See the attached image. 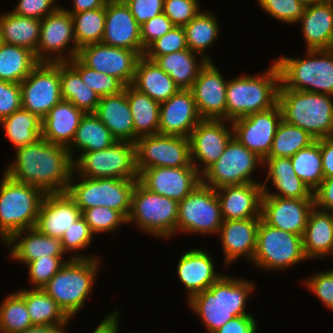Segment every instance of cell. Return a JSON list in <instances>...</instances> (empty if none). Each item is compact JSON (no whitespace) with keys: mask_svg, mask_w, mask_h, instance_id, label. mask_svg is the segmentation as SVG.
<instances>
[{"mask_svg":"<svg viewBox=\"0 0 333 333\" xmlns=\"http://www.w3.org/2000/svg\"><path fill=\"white\" fill-rule=\"evenodd\" d=\"M296 175L314 192L324 179L320 139L290 157Z\"/></svg>","mask_w":333,"mask_h":333,"instance_id":"obj_45","label":"cell"},{"mask_svg":"<svg viewBox=\"0 0 333 333\" xmlns=\"http://www.w3.org/2000/svg\"><path fill=\"white\" fill-rule=\"evenodd\" d=\"M25 300L15 291L0 303V333H17L32 327Z\"/></svg>","mask_w":333,"mask_h":333,"instance_id":"obj_48","label":"cell"},{"mask_svg":"<svg viewBox=\"0 0 333 333\" xmlns=\"http://www.w3.org/2000/svg\"><path fill=\"white\" fill-rule=\"evenodd\" d=\"M314 205L324 211H333V177L324 178L313 192Z\"/></svg>","mask_w":333,"mask_h":333,"instance_id":"obj_62","label":"cell"},{"mask_svg":"<svg viewBox=\"0 0 333 333\" xmlns=\"http://www.w3.org/2000/svg\"><path fill=\"white\" fill-rule=\"evenodd\" d=\"M203 249H189L179 258L177 274L188 300L218 281L224 274L215 271L214 259Z\"/></svg>","mask_w":333,"mask_h":333,"instance_id":"obj_27","label":"cell"},{"mask_svg":"<svg viewBox=\"0 0 333 333\" xmlns=\"http://www.w3.org/2000/svg\"><path fill=\"white\" fill-rule=\"evenodd\" d=\"M22 108L33 112L41 120L59 103L60 63H39L20 82Z\"/></svg>","mask_w":333,"mask_h":333,"instance_id":"obj_16","label":"cell"},{"mask_svg":"<svg viewBox=\"0 0 333 333\" xmlns=\"http://www.w3.org/2000/svg\"><path fill=\"white\" fill-rule=\"evenodd\" d=\"M136 168L140 174L154 167L177 168L188 166L190 141L184 136L149 135L139 137L135 143Z\"/></svg>","mask_w":333,"mask_h":333,"instance_id":"obj_15","label":"cell"},{"mask_svg":"<svg viewBox=\"0 0 333 333\" xmlns=\"http://www.w3.org/2000/svg\"><path fill=\"white\" fill-rule=\"evenodd\" d=\"M74 176L77 175L73 171L66 193L81 212L92 207L104 206L119 211L127 219L131 209L132 192L138 179L79 176V182L74 184Z\"/></svg>","mask_w":333,"mask_h":333,"instance_id":"obj_8","label":"cell"},{"mask_svg":"<svg viewBox=\"0 0 333 333\" xmlns=\"http://www.w3.org/2000/svg\"><path fill=\"white\" fill-rule=\"evenodd\" d=\"M142 55L127 48L92 43L78 50L77 58L87 67L118 79L124 86L131 85L136 66Z\"/></svg>","mask_w":333,"mask_h":333,"instance_id":"obj_17","label":"cell"},{"mask_svg":"<svg viewBox=\"0 0 333 333\" xmlns=\"http://www.w3.org/2000/svg\"><path fill=\"white\" fill-rule=\"evenodd\" d=\"M20 108H22L20 84L0 80V121Z\"/></svg>","mask_w":333,"mask_h":333,"instance_id":"obj_59","label":"cell"},{"mask_svg":"<svg viewBox=\"0 0 333 333\" xmlns=\"http://www.w3.org/2000/svg\"><path fill=\"white\" fill-rule=\"evenodd\" d=\"M281 121L282 112L277 103L268 110L238 118L231 123L234 137L248 150L265 160Z\"/></svg>","mask_w":333,"mask_h":333,"instance_id":"obj_19","label":"cell"},{"mask_svg":"<svg viewBox=\"0 0 333 333\" xmlns=\"http://www.w3.org/2000/svg\"><path fill=\"white\" fill-rule=\"evenodd\" d=\"M198 56L202 57L200 61ZM153 61L174 80L179 89H191L200 70L208 62L190 49L158 56Z\"/></svg>","mask_w":333,"mask_h":333,"instance_id":"obj_36","label":"cell"},{"mask_svg":"<svg viewBox=\"0 0 333 333\" xmlns=\"http://www.w3.org/2000/svg\"><path fill=\"white\" fill-rule=\"evenodd\" d=\"M198 0H164L163 13L174 26L184 27L202 10Z\"/></svg>","mask_w":333,"mask_h":333,"instance_id":"obj_55","label":"cell"},{"mask_svg":"<svg viewBox=\"0 0 333 333\" xmlns=\"http://www.w3.org/2000/svg\"><path fill=\"white\" fill-rule=\"evenodd\" d=\"M93 238V233L90 231L85 219L81 216L61 237L63 250L65 253H76V251L88 248L93 242Z\"/></svg>","mask_w":333,"mask_h":333,"instance_id":"obj_54","label":"cell"},{"mask_svg":"<svg viewBox=\"0 0 333 333\" xmlns=\"http://www.w3.org/2000/svg\"><path fill=\"white\" fill-rule=\"evenodd\" d=\"M0 181V240L5 242L15 232L35 227L45 193L3 172Z\"/></svg>","mask_w":333,"mask_h":333,"instance_id":"obj_7","label":"cell"},{"mask_svg":"<svg viewBox=\"0 0 333 333\" xmlns=\"http://www.w3.org/2000/svg\"><path fill=\"white\" fill-rule=\"evenodd\" d=\"M16 158L6 166L5 174L21 183L41 189L45 194L65 193L74 171L66 146L50 143L42 137L15 149Z\"/></svg>","mask_w":333,"mask_h":333,"instance_id":"obj_1","label":"cell"},{"mask_svg":"<svg viewBox=\"0 0 333 333\" xmlns=\"http://www.w3.org/2000/svg\"><path fill=\"white\" fill-rule=\"evenodd\" d=\"M264 166H268L265 182H262V196H278L281 198H314L310 188L296 175L291 159L285 157H267ZM271 179V180H269ZM275 186L276 192L268 191L267 182ZM278 191V192H277Z\"/></svg>","mask_w":333,"mask_h":333,"instance_id":"obj_31","label":"cell"},{"mask_svg":"<svg viewBox=\"0 0 333 333\" xmlns=\"http://www.w3.org/2000/svg\"><path fill=\"white\" fill-rule=\"evenodd\" d=\"M307 289L313 292L324 305L333 310V269L321 271L305 279Z\"/></svg>","mask_w":333,"mask_h":333,"instance_id":"obj_56","label":"cell"},{"mask_svg":"<svg viewBox=\"0 0 333 333\" xmlns=\"http://www.w3.org/2000/svg\"><path fill=\"white\" fill-rule=\"evenodd\" d=\"M306 59L280 57L275 60L280 83L287 89L333 96V48L306 49Z\"/></svg>","mask_w":333,"mask_h":333,"instance_id":"obj_6","label":"cell"},{"mask_svg":"<svg viewBox=\"0 0 333 333\" xmlns=\"http://www.w3.org/2000/svg\"><path fill=\"white\" fill-rule=\"evenodd\" d=\"M84 114L70 101L61 100L42 119V138L50 143L68 147Z\"/></svg>","mask_w":333,"mask_h":333,"instance_id":"obj_32","label":"cell"},{"mask_svg":"<svg viewBox=\"0 0 333 333\" xmlns=\"http://www.w3.org/2000/svg\"><path fill=\"white\" fill-rule=\"evenodd\" d=\"M300 3H302L305 7L312 6L313 4L320 3L324 0H298Z\"/></svg>","mask_w":333,"mask_h":333,"instance_id":"obj_67","label":"cell"},{"mask_svg":"<svg viewBox=\"0 0 333 333\" xmlns=\"http://www.w3.org/2000/svg\"><path fill=\"white\" fill-rule=\"evenodd\" d=\"M227 123L230 121L202 119L191 132L190 159L200 175L219 159L234 137L232 123Z\"/></svg>","mask_w":333,"mask_h":333,"instance_id":"obj_18","label":"cell"},{"mask_svg":"<svg viewBox=\"0 0 333 333\" xmlns=\"http://www.w3.org/2000/svg\"><path fill=\"white\" fill-rule=\"evenodd\" d=\"M259 165L263 166L264 160L233 137L219 159L201 175V182L215 190L224 186L260 183L251 176Z\"/></svg>","mask_w":333,"mask_h":333,"instance_id":"obj_12","label":"cell"},{"mask_svg":"<svg viewBox=\"0 0 333 333\" xmlns=\"http://www.w3.org/2000/svg\"><path fill=\"white\" fill-rule=\"evenodd\" d=\"M316 139L295 125L280 122L272 142L268 157L290 158L299 150L309 147Z\"/></svg>","mask_w":333,"mask_h":333,"instance_id":"obj_46","label":"cell"},{"mask_svg":"<svg viewBox=\"0 0 333 333\" xmlns=\"http://www.w3.org/2000/svg\"><path fill=\"white\" fill-rule=\"evenodd\" d=\"M188 49L184 27L174 26L161 38L154 41L144 53V56L153 61L156 57Z\"/></svg>","mask_w":333,"mask_h":333,"instance_id":"obj_53","label":"cell"},{"mask_svg":"<svg viewBox=\"0 0 333 333\" xmlns=\"http://www.w3.org/2000/svg\"><path fill=\"white\" fill-rule=\"evenodd\" d=\"M216 17L212 11H201L184 26L188 49L202 55L208 61H211L210 54L205 52L216 43L220 34Z\"/></svg>","mask_w":333,"mask_h":333,"instance_id":"obj_43","label":"cell"},{"mask_svg":"<svg viewBox=\"0 0 333 333\" xmlns=\"http://www.w3.org/2000/svg\"><path fill=\"white\" fill-rule=\"evenodd\" d=\"M261 217L241 220H224L219 232L225 266L236 259L246 256L252 262L257 242V233Z\"/></svg>","mask_w":333,"mask_h":333,"instance_id":"obj_25","label":"cell"},{"mask_svg":"<svg viewBox=\"0 0 333 333\" xmlns=\"http://www.w3.org/2000/svg\"><path fill=\"white\" fill-rule=\"evenodd\" d=\"M258 3L266 14L289 25L297 24L306 8L298 0H258Z\"/></svg>","mask_w":333,"mask_h":333,"instance_id":"obj_52","label":"cell"},{"mask_svg":"<svg viewBox=\"0 0 333 333\" xmlns=\"http://www.w3.org/2000/svg\"><path fill=\"white\" fill-rule=\"evenodd\" d=\"M60 90L62 100L70 101L84 113L96 112L100 97L68 62L60 63Z\"/></svg>","mask_w":333,"mask_h":333,"instance_id":"obj_41","label":"cell"},{"mask_svg":"<svg viewBox=\"0 0 333 333\" xmlns=\"http://www.w3.org/2000/svg\"><path fill=\"white\" fill-rule=\"evenodd\" d=\"M106 0H73V10H67L71 15L92 9H98L106 6Z\"/></svg>","mask_w":333,"mask_h":333,"instance_id":"obj_65","label":"cell"},{"mask_svg":"<svg viewBox=\"0 0 333 333\" xmlns=\"http://www.w3.org/2000/svg\"><path fill=\"white\" fill-rule=\"evenodd\" d=\"M131 14L142 26L148 20L163 13L164 0H125Z\"/></svg>","mask_w":333,"mask_h":333,"instance_id":"obj_60","label":"cell"},{"mask_svg":"<svg viewBox=\"0 0 333 333\" xmlns=\"http://www.w3.org/2000/svg\"><path fill=\"white\" fill-rule=\"evenodd\" d=\"M76 255V256H75ZM63 256H47L41 257L29 262L28 267L29 282L32 288L42 289L48 281L63 267V265L71 258H98L96 256L75 254L64 259Z\"/></svg>","mask_w":333,"mask_h":333,"instance_id":"obj_50","label":"cell"},{"mask_svg":"<svg viewBox=\"0 0 333 333\" xmlns=\"http://www.w3.org/2000/svg\"><path fill=\"white\" fill-rule=\"evenodd\" d=\"M74 172L85 178L138 179L135 143L116 141L98 151L83 152L74 159Z\"/></svg>","mask_w":333,"mask_h":333,"instance_id":"obj_10","label":"cell"},{"mask_svg":"<svg viewBox=\"0 0 333 333\" xmlns=\"http://www.w3.org/2000/svg\"><path fill=\"white\" fill-rule=\"evenodd\" d=\"M116 141L111 131L95 113H85L76 130L75 137L67 149L74 162L73 149H79L82 153L98 151L109 148Z\"/></svg>","mask_w":333,"mask_h":333,"instance_id":"obj_39","label":"cell"},{"mask_svg":"<svg viewBox=\"0 0 333 333\" xmlns=\"http://www.w3.org/2000/svg\"><path fill=\"white\" fill-rule=\"evenodd\" d=\"M119 312L116 309L108 314L92 333H119Z\"/></svg>","mask_w":333,"mask_h":333,"instance_id":"obj_64","label":"cell"},{"mask_svg":"<svg viewBox=\"0 0 333 333\" xmlns=\"http://www.w3.org/2000/svg\"><path fill=\"white\" fill-rule=\"evenodd\" d=\"M304 260L308 259L304 253L302 236L271 227L260 220L252 259L256 268L281 271Z\"/></svg>","mask_w":333,"mask_h":333,"instance_id":"obj_11","label":"cell"},{"mask_svg":"<svg viewBox=\"0 0 333 333\" xmlns=\"http://www.w3.org/2000/svg\"><path fill=\"white\" fill-rule=\"evenodd\" d=\"M202 120L190 89H179L167 101L160 103L158 134L189 138Z\"/></svg>","mask_w":333,"mask_h":333,"instance_id":"obj_23","label":"cell"},{"mask_svg":"<svg viewBox=\"0 0 333 333\" xmlns=\"http://www.w3.org/2000/svg\"><path fill=\"white\" fill-rule=\"evenodd\" d=\"M138 181L149 191L180 202L201 183V175L192 163L177 168L144 169Z\"/></svg>","mask_w":333,"mask_h":333,"instance_id":"obj_20","label":"cell"},{"mask_svg":"<svg viewBox=\"0 0 333 333\" xmlns=\"http://www.w3.org/2000/svg\"><path fill=\"white\" fill-rule=\"evenodd\" d=\"M300 24L307 50L333 48V0L305 8Z\"/></svg>","mask_w":333,"mask_h":333,"instance_id":"obj_30","label":"cell"},{"mask_svg":"<svg viewBox=\"0 0 333 333\" xmlns=\"http://www.w3.org/2000/svg\"><path fill=\"white\" fill-rule=\"evenodd\" d=\"M314 198L262 196L261 218L271 227L303 237Z\"/></svg>","mask_w":333,"mask_h":333,"instance_id":"obj_21","label":"cell"},{"mask_svg":"<svg viewBox=\"0 0 333 333\" xmlns=\"http://www.w3.org/2000/svg\"><path fill=\"white\" fill-rule=\"evenodd\" d=\"M303 249L307 259L322 261L333 247V211L311 209L303 234Z\"/></svg>","mask_w":333,"mask_h":333,"instance_id":"obj_34","label":"cell"},{"mask_svg":"<svg viewBox=\"0 0 333 333\" xmlns=\"http://www.w3.org/2000/svg\"><path fill=\"white\" fill-rule=\"evenodd\" d=\"M99 260L71 258L42 288L70 319L85 307L86 299L92 294Z\"/></svg>","mask_w":333,"mask_h":333,"instance_id":"obj_5","label":"cell"},{"mask_svg":"<svg viewBox=\"0 0 333 333\" xmlns=\"http://www.w3.org/2000/svg\"><path fill=\"white\" fill-rule=\"evenodd\" d=\"M81 216L94 236L98 233H114L121 225L127 224V219L119 211L104 206L85 209Z\"/></svg>","mask_w":333,"mask_h":333,"instance_id":"obj_51","label":"cell"},{"mask_svg":"<svg viewBox=\"0 0 333 333\" xmlns=\"http://www.w3.org/2000/svg\"><path fill=\"white\" fill-rule=\"evenodd\" d=\"M216 190L202 182L178 202L176 232L217 234L223 223Z\"/></svg>","mask_w":333,"mask_h":333,"instance_id":"obj_13","label":"cell"},{"mask_svg":"<svg viewBox=\"0 0 333 333\" xmlns=\"http://www.w3.org/2000/svg\"><path fill=\"white\" fill-rule=\"evenodd\" d=\"M95 114L117 141L134 143V121L124 90L116 95L101 97Z\"/></svg>","mask_w":333,"mask_h":333,"instance_id":"obj_33","label":"cell"},{"mask_svg":"<svg viewBox=\"0 0 333 333\" xmlns=\"http://www.w3.org/2000/svg\"><path fill=\"white\" fill-rule=\"evenodd\" d=\"M107 2H119V1H125V0H106Z\"/></svg>","mask_w":333,"mask_h":333,"instance_id":"obj_68","label":"cell"},{"mask_svg":"<svg viewBox=\"0 0 333 333\" xmlns=\"http://www.w3.org/2000/svg\"><path fill=\"white\" fill-rule=\"evenodd\" d=\"M67 325H33L32 327L17 333H67Z\"/></svg>","mask_w":333,"mask_h":333,"instance_id":"obj_66","label":"cell"},{"mask_svg":"<svg viewBox=\"0 0 333 333\" xmlns=\"http://www.w3.org/2000/svg\"><path fill=\"white\" fill-rule=\"evenodd\" d=\"M38 64L31 50L0 43V80L20 84Z\"/></svg>","mask_w":333,"mask_h":333,"instance_id":"obj_42","label":"cell"},{"mask_svg":"<svg viewBox=\"0 0 333 333\" xmlns=\"http://www.w3.org/2000/svg\"><path fill=\"white\" fill-rule=\"evenodd\" d=\"M255 285L247 279L223 275L208 289L192 296L188 303L208 333H214L234 317L251 315L245 311Z\"/></svg>","mask_w":333,"mask_h":333,"instance_id":"obj_2","label":"cell"},{"mask_svg":"<svg viewBox=\"0 0 333 333\" xmlns=\"http://www.w3.org/2000/svg\"><path fill=\"white\" fill-rule=\"evenodd\" d=\"M81 76L82 81L101 98L119 94L124 85L115 77L85 66L77 57L68 62Z\"/></svg>","mask_w":333,"mask_h":333,"instance_id":"obj_49","label":"cell"},{"mask_svg":"<svg viewBox=\"0 0 333 333\" xmlns=\"http://www.w3.org/2000/svg\"><path fill=\"white\" fill-rule=\"evenodd\" d=\"M24 300L32 325H68L71 320L43 289L16 291Z\"/></svg>","mask_w":333,"mask_h":333,"instance_id":"obj_40","label":"cell"},{"mask_svg":"<svg viewBox=\"0 0 333 333\" xmlns=\"http://www.w3.org/2000/svg\"><path fill=\"white\" fill-rule=\"evenodd\" d=\"M41 20L23 17L9 11L0 15V41L25 47L36 53Z\"/></svg>","mask_w":333,"mask_h":333,"instance_id":"obj_38","label":"cell"},{"mask_svg":"<svg viewBox=\"0 0 333 333\" xmlns=\"http://www.w3.org/2000/svg\"><path fill=\"white\" fill-rule=\"evenodd\" d=\"M177 218V201L151 192L136 182L127 224L134 223L142 232L168 240L176 234Z\"/></svg>","mask_w":333,"mask_h":333,"instance_id":"obj_9","label":"cell"},{"mask_svg":"<svg viewBox=\"0 0 333 333\" xmlns=\"http://www.w3.org/2000/svg\"><path fill=\"white\" fill-rule=\"evenodd\" d=\"M131 85L159 103L167 101L179 90L174 80L145 56H142L137 63Z\"/></svg>","mask_w":333,"mask_h":333,"instance_id":"obj_35","label":"cell"},{"mask_svg":"<svg viewBox=\"0 0 333 333\" xmlns=\"http://www.w3.org/2000/svg\"><path fill=\"white\" fill-rule=\"evenodd\" d=\"M3 244L12 247L10 258L25 265L42 256L65 255L60 238L49 237L35 227L15 232Z\"/></svg>","mask_w":333,"mask_h":333,"instance_id":"obj_29","label":"cell"},{"mask_svg":"<svg viewBox=\"0 0 333 333\" xmlns=\"http://www.w3.org/2000/svg\"><path fill=\"white\" fill-rule=\"evenodd\" d=\"M174 27L171 20L161 13L141 26V43L146 50L154 41L161 38Z\"/></svg>","mask_w":333,"mask_h":333,"instance_id":"obj_58","label":"cell"},{"mask_svg":"<svg viewBox=\"0 0 333 333\" xmlns=\"http://www.w3.org/2000/svg\"><path fill=\"white\" fill-rule=\"evenodd\" d=\"M71 43L72 46L68 47ZM65 50L67 55L63 54ZM78 50L74 23L69 12L60 6L55 12L41 19L40 38L35 53L39 63L69 62L77 57Z\"/></svg>","mask_w":333,"mask_h":333,"instance_id":"obj_14","label":"cell"},{"mask_svg":"<svg viewBox=\"0 0 333 333\" xmlns=\"http://www.w3.org/2000/svg\"><path fill=\"white\" fill-rule=\"evenodd\" d=\"M57 0H19L17 6L11 11L16 15L43 19L55 12L60 6L55 3Z\"/></svg>","mask_w":333,"mask_h":333,"instance_id":"obj_57","label":"cell"},{"mask_svg":"<svg viewBox=\"0 0 333 333\" xmlns=\"http://www.w3.org/2000/svg\"><path fill=\"white\" fill-rule=\"evenodd\" d=\"M134 121V143L142 136L158 134L160 103L132 85L124 86Z\"/></svg>","mask_w":333,"mask_h":333,"instance_id":"obj_37","label":"cell"},{"mask_svg":"<svg viewBox=\"0 0 333 333\" xmlns=\"http://www.w3.org/2000/svg\"><path fill=\"white\" fill-rule=\"evenodd\" d=\"M140 31L141 26L124 1L106 3L105 30L101 43L135 50L144 56Z\"/></svg>","mask_w":333,"mask_h":333,"instance_id":"obj_24","label":"cell"},{"mask_svg":"<svg viewBox=\"0 0 333 333\" xmlns=\"http://www.w3.org/2000/svg\"><path fill=\"white\" fill-rule=\"evenodd\" d=\"M278 105L282 119L308 132L316 140L333 136V96L292 90L281 83Z\"/></svg>","mask_w":333,"mask_h":333,"instance_id":"obj_4","label":"cell"},{"mask_svg":"<svg viewBox=\"0 0 333 333\" xmlns=\"http://www.w3.org/2000/svg\"><path fill=\"white\" fill-rule=\"evenodd\" d=\"M77 46L101 43L105 30V7L72 14Z\"/></svg>","mask_w":333,"mask_h":333,"instance_id":"obj_47","label":"cell"},{"mask_svg":"<svg viewBox=\"0 0 333 333\" xmlns=\"http://www.w3.org/2000/svg\"><path fill=\"white\" fill-rule=\"evenodd\" d=\"M42 120L31 111L23 108L0 121L6 137L15 149L34 143L42 137Z\"/></svg>","mask_w":333,"mask_h":333,"instance_id":"obj_44","label":"cell"},{"mask_svg":"<svg viewBox=\"0 0 333 333\" xmlns=\"http://www.w3.org/2000/svg\"><path fill=\"white\" fill-rule=\"evenodd\" d=\"M257 321L253 315L234 317L214 333H257Z\"/></svg>","mask_w":333,"mask_h":333,"instance_id":"obj_61","label":"cell"},{"mask_svg":"<svg viewBox=\"0 0 333 333\" xmlns=\"http://www.w3.org/2000/svg\"><path fill=\"white\" fill-rule=\"evenodd\" d=\"M264 73V74H262ZM260 75L229 79L226 87V120L232 122L268 110L278 103L280 71L274 61Z\"/></svg>","mask_w":333,"mask_h":333,"instance_id":"obj_3","label":"cell"},{"mask_svg":"<svg viewBox=\"0 0 333 333\" xmlns=\"http://www.w3.org/2000/svg\"><path fill=\"white\" fill-rule=\"evenodd\" d=\"M227 82L213 61L200 70L190 90L202 119L226 120Z\"/></svg>","mask_w":333,"mask_h":333,"instance_id":"obj_22","label":"cell"},{"mask_svg":"<svg viewBox=\"0 0 333 333\" xmlns=\"http://www.w3.org/2000/svg\"><path fill=\"white\" fill-rule=\"evenodd\" d=\"M81 217V210L65 193L45 194L35 228L49 237L60 238Z\"/></svg>","mask_w":333,"mask_h":333,"instance_id":"obj_26","label":"cell"},{"mask_svg":"<svg viewBox=\"0 0 333 333\" xmlns=\"http://www.w3.org/2000/svg\"><path fill=\"white\" fill-rule=\"evenodd\" d=\"M223 220L261 217V183L224 186L216 190Z\"/></svg>","mask_w":333,"mask_h":333,"instance_id":"obj_28","label":"cell"},{"mask_svg":"<svg viewBox=\"0 0 333 333\" xmlns=\"http://www.w3.org/2000/svg\"><path fill=\"white\" fill-rule=\"evenodd\" d=\"M324 178L333 177V136L320 139Z\"/></svg>","mask_w":333,"mask_h":333,"instance_id":"obj_63","label":"cell"}]
</instances>
